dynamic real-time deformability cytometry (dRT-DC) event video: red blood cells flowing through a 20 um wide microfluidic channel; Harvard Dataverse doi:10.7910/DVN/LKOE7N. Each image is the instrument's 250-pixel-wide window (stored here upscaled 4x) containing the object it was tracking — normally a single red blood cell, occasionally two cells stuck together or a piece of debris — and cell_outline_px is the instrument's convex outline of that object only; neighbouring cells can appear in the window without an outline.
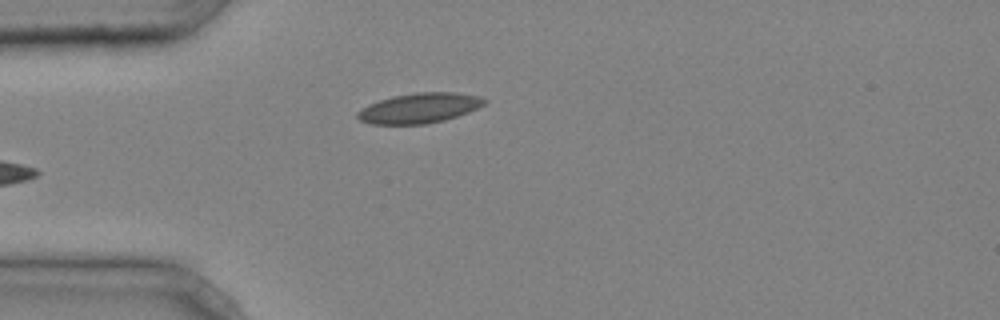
{"species": "common noctule bat (a hibernating species)", "species_latin": "Nyctalus noctula", "temperature_condition": "cold", "stored_images_in_passage": 4, "camera_frame_rate_fps": 3000, "um_per_image_px": 0.085, "animal": {"sex": "male", "body_mass_g": 20.4}, "frame": {"image": 1, "passage_image": 4, "time_ms": 1.0, "image_size_px": [1000, 320], "cell_outline_px": [[488, 100], [484, 104], [468, 112], [444, 120], [428, 124], [372, 124], [360, 120], [356, 116], [356, 112], [368, 104], [392, 96], [416, 92], [456, 92], [480, 96]], "centroid_in_image_um": [35.64, 9.18], "position_along_channel_um": 49.4, "area_um2": 22.25}}